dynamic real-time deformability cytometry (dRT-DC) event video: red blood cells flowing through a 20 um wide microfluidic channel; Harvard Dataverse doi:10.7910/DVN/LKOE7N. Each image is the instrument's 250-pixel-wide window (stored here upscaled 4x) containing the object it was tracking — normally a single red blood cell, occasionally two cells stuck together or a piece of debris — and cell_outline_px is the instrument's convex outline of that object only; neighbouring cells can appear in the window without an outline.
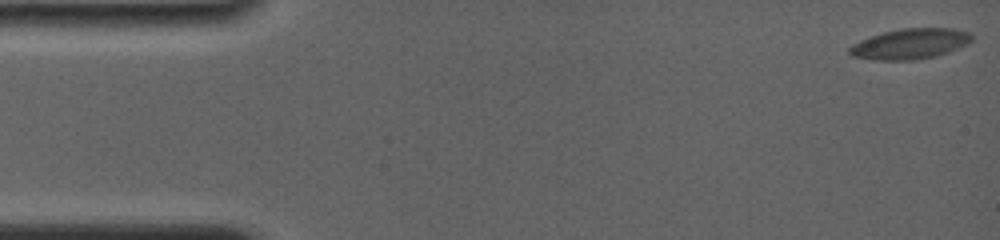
{"species": "common noctule bat (a hibernating species)", "species_latin": "Nyctalus noctula", "temperature_condition": "room temperature", "stored_images_in_passage": 67, "camera_frame_rate_fps": 4000, "um_per_image_px": 0.085, "animal": {"sex": "female", "body_mass_g": 19.0, "forearm_length_mm": 56.7}, "frame": {"image": 1, "passage_image": 1, "time_ms": 0.0, "image_size_px": [1000, 240], "cell_outline_px": [[972, 40], [968, 44], [948, 52], [936, 56], [916, 60], [872, 60], [852, 56], [848, 52], [848, 48], [852, 44], [860, 40], [884, 32], [900, 28], [952, 28], [968, 32], [972, 36]], "centroid_in_image_um": [77.35, 3.73], "position_along_channel_um": 7.7, "area_um2": 21.79}}
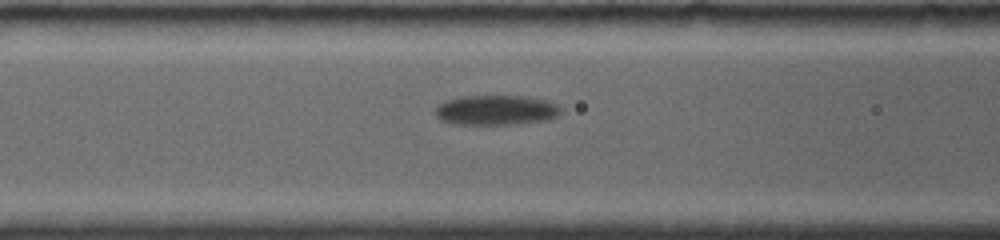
{"frame": {"image": 2, "passage_image": 30, "time_ms": 6.75, "image_size_px": [1000, 240], "cell_outline_px": [[564, 108], [556, 116], [548, 120], [516, 124], [456, 124], [440, 120], [436, 116], [436, 104], [444, 100], [460, 96], [524, 96], [544, 100], [556, 104]], "centroid_in_image_um": [42.14, 9.36], "position_along_channel_um": 124.5, "area_um2": 22.02}}
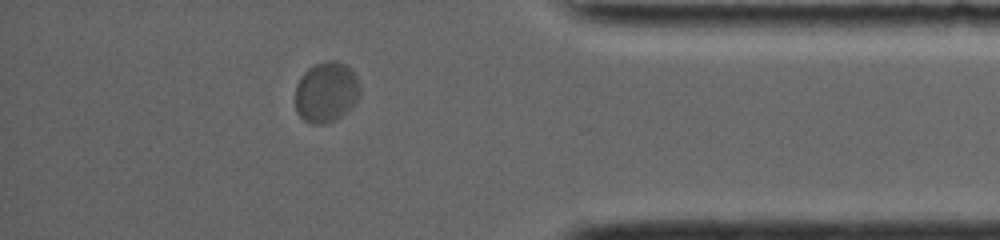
{"frame": {"image": 3, "passage_image": 57, "time_ms": 15.0, "image_size_px": [1000, 240], "cell_outline_px": [[360, 96], [356, 104], [352, 108], [336, 120], [320, 124], [312, 124], [304, 120], [296, 112], [296, 84], [300, 76], [308, 68], [324, 60], [336, 60], [344, 64], [356, 76], [360, 84]], "centroid_in_image_um": [27.74, 7.83], "position_along_channel_um": 407.5, "area_um2": 23.12}, "authors_computed_cell_mechanics": {"area_um2": 21.7906, "velocity_mm_per_s": 3.6038, "shape_relaxation_time_tau1_ms": 4.0376, "shape_relaxation_time_tau2_ms": null, "deformation_change_tau1": 0.0723, "deformation_change_tau2": null}}